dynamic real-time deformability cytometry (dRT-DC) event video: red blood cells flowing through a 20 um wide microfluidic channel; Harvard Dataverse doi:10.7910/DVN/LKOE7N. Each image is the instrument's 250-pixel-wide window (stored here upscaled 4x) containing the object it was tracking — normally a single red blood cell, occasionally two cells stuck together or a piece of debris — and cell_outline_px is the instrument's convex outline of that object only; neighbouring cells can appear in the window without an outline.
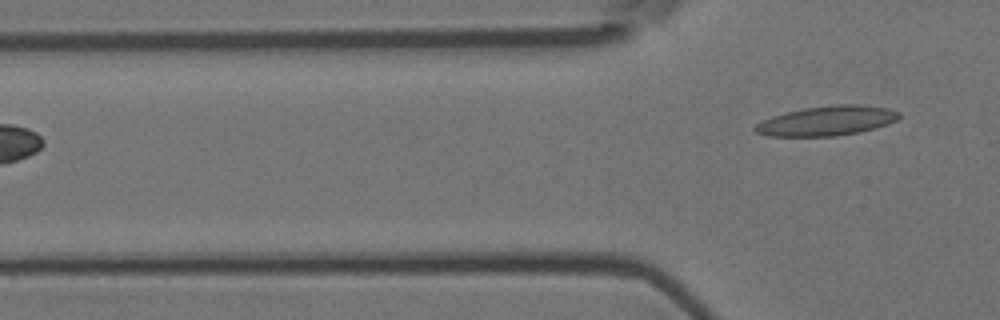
{"species": "Egyptian fruit bat (a non-hibernating species)", "species_latin": "Rousettus aegyptiacus", "temperature_condition": "room temperature", "stored_images_in_passage": 3, "camera_frame_rate_fps": 3000, "um_per_image_px": 0.085, "animal": {"sex": "female"}, "frame": {"image": 1, "passage_image": 3, "time_ms": 0.667, "image_size_px": [1000, 320], "cell_outline_px": [[900, 116], [896, 120], [888, 124], [876, 128], [860, 132], [836, 136], [768, 136], [756, 132], [752, 128], [756, 124], [772, 116], [804, 108], [836, 104], [856, 104], [888, 108], [900, 112]], "centroid_in_image_um": [70.31, 10.27], "position_along_channel_um": 55.5, "area_um2": 24.85}}